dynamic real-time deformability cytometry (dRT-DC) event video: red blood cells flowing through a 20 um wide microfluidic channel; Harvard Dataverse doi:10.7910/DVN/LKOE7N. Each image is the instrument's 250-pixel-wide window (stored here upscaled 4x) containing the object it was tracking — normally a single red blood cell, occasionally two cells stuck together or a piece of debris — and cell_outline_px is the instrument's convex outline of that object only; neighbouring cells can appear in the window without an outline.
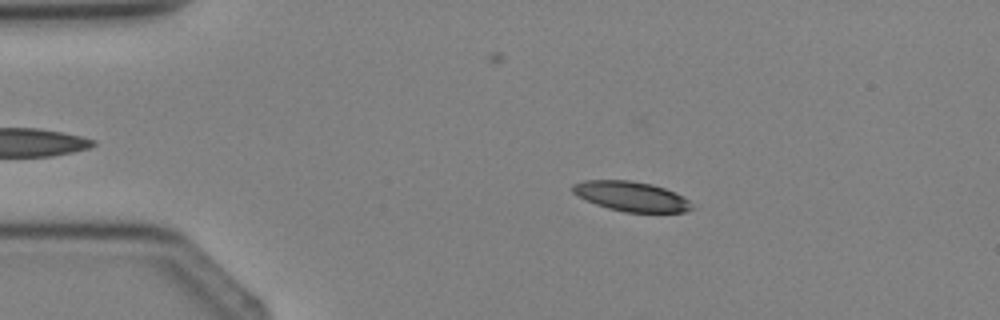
{"species": "Egyptian fruit bat (a non-hibernating species)", "species_latin": "Rousettus aegyptiacus", "temperature_condition": "cold", "stored_images_in_passage": 3, "camera_frame_rate_fps": 3000, "um_per_image_px": 0.085, "animal": {"sex": "female"}, "frame": {"image": 1, "passage_image": 2, "time_ms": 1.0, "image_size_px": [1000, 320], "cell_outline_px": [[696, 208], [684, 212], [624, 212], [608, 208], [596, 204], [576, 196], [572, 192], [572, 184], [584, 180], [628, 180], [652, 184], [676, 192], [688, 200]], "centroid_in_image_um": [53.65, 16.69], "position_along_channel_um": 31.3, "area_um2": 20.81}}